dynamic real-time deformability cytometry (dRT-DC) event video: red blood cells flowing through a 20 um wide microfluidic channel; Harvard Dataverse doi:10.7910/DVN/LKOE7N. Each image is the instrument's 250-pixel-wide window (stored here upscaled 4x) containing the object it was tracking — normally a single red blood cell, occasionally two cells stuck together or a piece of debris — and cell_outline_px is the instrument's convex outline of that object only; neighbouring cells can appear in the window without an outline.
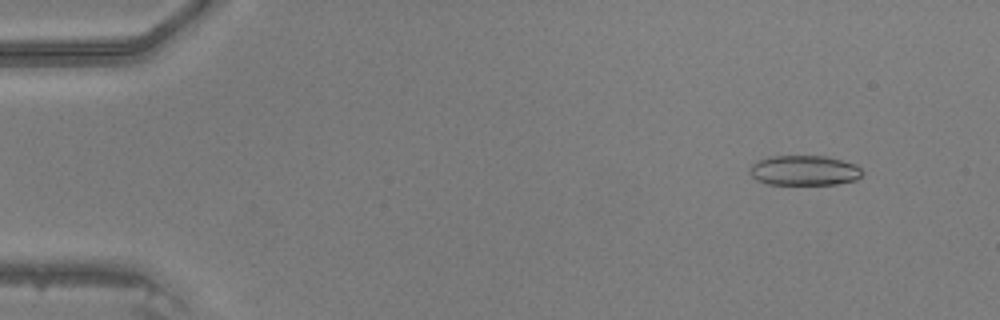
{"species": "common noctule bat (a hibernating species)", "species_latin": "Nyctalus noctula", "temperature_condition": "warm", "stored_images_in_passage": 47, "camera_frame_rate_fps": 3000, "um_per_image_px": 0.085, "animal": {"sex": "male", "body_mass_g": 20.5, "forearm_length_mm": 52.5}, "frame": {"image": 1, "passage_image": 5, "time_ms": 1.333, "image_size_px": [1000, 320], "cell_outline_px": [[864, 172], [856, 180], [836, 184], [768, 184], [756, 180], [748, 172], [748, 168], [756, 160], [768, 156], [828, 156], [856, 164]], "centroid_in_image_um": [68.33, 14.48], "position_along_channel_um": 16.7, "area_um2": 19.94}}
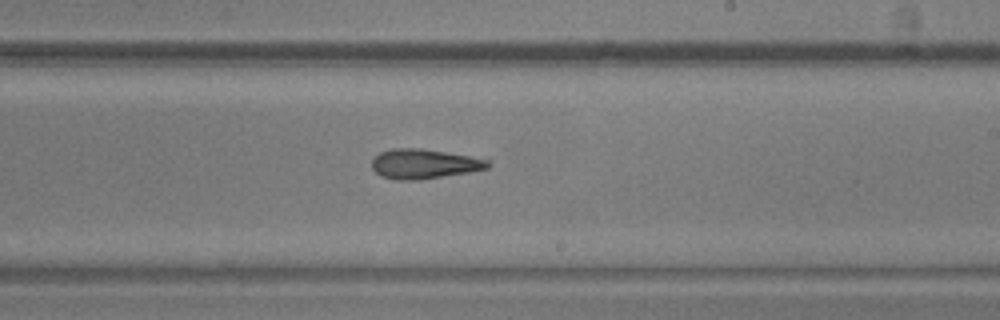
{"frame": {"image": 2, "passage_image": 29, "time_ms": 9.333, "image_size_px": [1000, 320], "cell_outline_px": [[492, 164], [488, 168], [468, 172], [416, 180], [396, 180], [380, 176], [372, 168], [372, 160], [380, 152], [392, 148], [420, 148], [468, 156], [488, 160]], "centroid_in_image_um": [36.01, 13.93], "position_along_channel_um": 253.0, "area_um2": 19.83}}
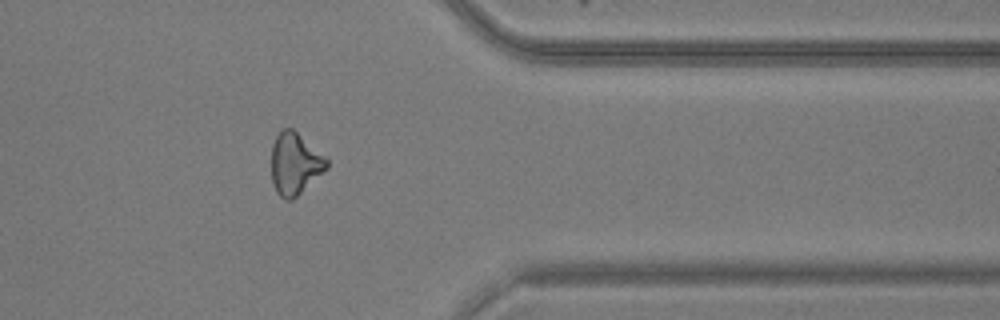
{"frame": {"image": 3, "passage_image": 39, "time_ms": 12.667, "image_size_px": [1000, 320], "cell_outline_px": [[328, 168], [292, 200], [284, 200], [276, 192], [272, 180], [272, 144], [276, 136], [284, 128], [292, 128], [328, 160]], "centroid_in_image_um": [25.05, 13.93], "position_along_channel_um": 386.3, "area_um2": 19.59}}